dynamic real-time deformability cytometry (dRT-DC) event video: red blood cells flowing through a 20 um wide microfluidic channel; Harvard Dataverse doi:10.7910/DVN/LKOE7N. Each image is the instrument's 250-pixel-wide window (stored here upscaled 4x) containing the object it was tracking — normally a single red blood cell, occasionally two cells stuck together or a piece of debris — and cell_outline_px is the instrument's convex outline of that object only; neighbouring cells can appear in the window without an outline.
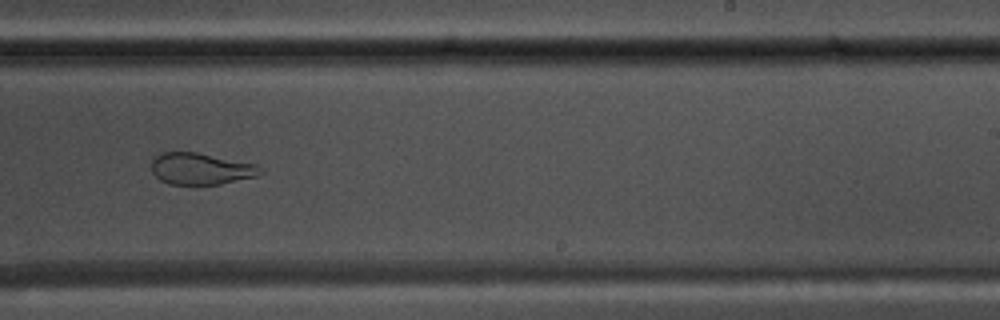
{"species": "common noctule bat (a hibernating species)", "species_latin": "Nyctalus noctula", "temperature_condition": "warm", "stored_images_in_passage": 38, "camera_frame_rate_fps": 3000, "um_per_image_px": 0.085, "animal": {"sex": "male", "body_mass_g": 17.5, "forearm_length_mm": 52.3}, "frame": {"image": 1, "passage_image": 22, "time_ms": 7.0, "image_size_px": [1000, 320], "cell_outline_px": [[264, 172], [260, 176], [220, 184], [168, 184], [160, 180], [152, 172], [152, 160], [160, 152], [196, 152], [256, 164], [264, 168]], "centroid_in_image_um": [17.12, 14.35], "position_along_channel_um": 271.9, "area_um2": 20.23}}
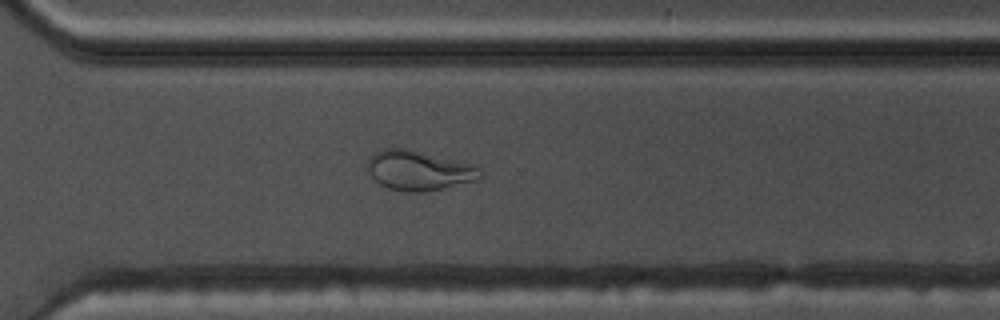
{"frame": {"image": 2, "passage_image": 27, "time_ms": 8.667, "image_size_px": [1000, 320], "cell_outline_px": [[484, 176], [480, 180], [444, 188], [424, 192], [408, 192], [388, 188], [380, 184], [368, 172], [368, 160], [376, 152], [384, 148], [404, 148], [476, 164], [480, 168]], "centroid_in_image_um": [35.68, 14.5], "position_along_channel_um": 334.9, "area_um2": 26.3}}
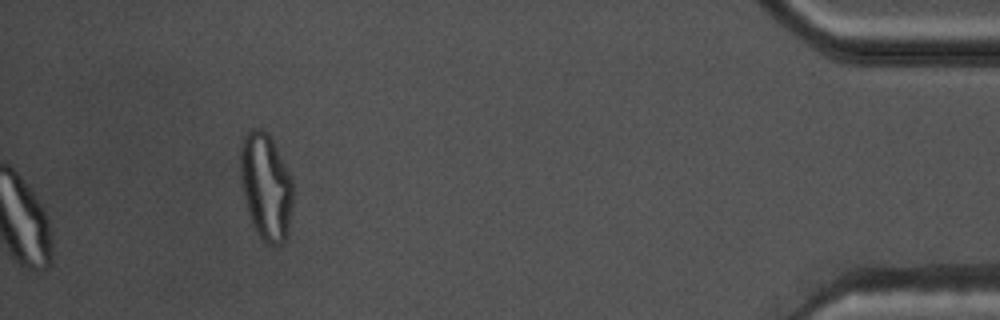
{"frame": {"image": 3, "passage_image": 38, "time_ms": 12.333, "image_size_px": [1000, 320], "cell_outline_px": [[292, 204], [288, 232], [284, 244], [268, 244], [256, 232], [252, 224], [248, 212], [244, 196], [240, 176], [240, 148], [244, 136], [252, 128], [260, 128], [272, 140], [292, 180]], "centroid_in_image_um": [22.59, 15.88], "position_along_channel_um": 412.6, "area_um2": 32.31}, "authors_computed_cell_mechanics": {"area_um2": 25.0852, "velocity_mm_per_s": 3.7845, "shape_relaxation_time_tau1_ms": null, "shape_relaxation_time_tau2_ms": 1.2187, "deformation_change_tau1": null, "deformation_change_tau2": 0.0839}}